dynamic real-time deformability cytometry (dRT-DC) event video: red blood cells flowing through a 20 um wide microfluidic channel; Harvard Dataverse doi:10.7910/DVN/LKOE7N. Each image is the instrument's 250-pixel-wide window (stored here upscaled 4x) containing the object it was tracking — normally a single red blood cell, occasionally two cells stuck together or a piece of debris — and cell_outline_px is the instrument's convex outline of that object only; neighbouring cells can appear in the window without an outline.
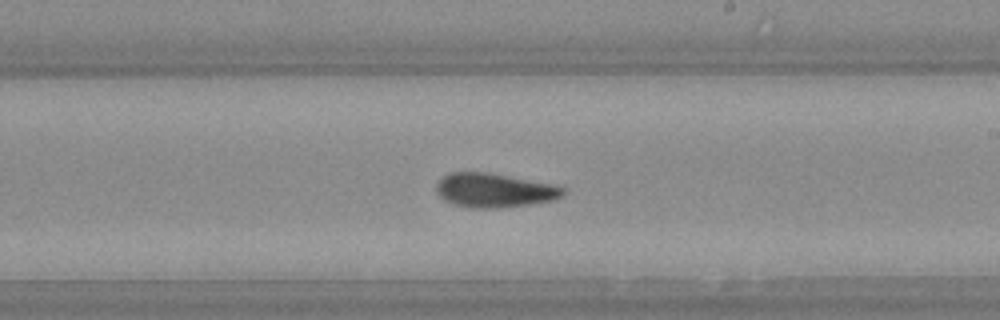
{"species": "Egyptian fruit bat (a non-hibernating species)", "species_latin": "Rousettus aegyptiacus", "temperature_condition": "warm", "stored_images_in_passage": 28, "camera_frame_rate_fps": 3000, "um_per_image_px": 0.085, "animal": {"sex": "female"}, "frame": {"image": 1, "passage_image": 16, "time_ms": 5.0, "image_size_px": [1000, 320], "cell_outline_px": [[564, 196], [552, 200], [532, 204], [500, 208], [468, 208], [452, 204], [444, 200], [436, 192], [436, 184], [448, 172], [484, 172], [556, 184], [564, 188]], "centroid_in_image_um": [42.01, 16.19], "position_along_channel_um": 247.0, "area_um2": 25.37}}